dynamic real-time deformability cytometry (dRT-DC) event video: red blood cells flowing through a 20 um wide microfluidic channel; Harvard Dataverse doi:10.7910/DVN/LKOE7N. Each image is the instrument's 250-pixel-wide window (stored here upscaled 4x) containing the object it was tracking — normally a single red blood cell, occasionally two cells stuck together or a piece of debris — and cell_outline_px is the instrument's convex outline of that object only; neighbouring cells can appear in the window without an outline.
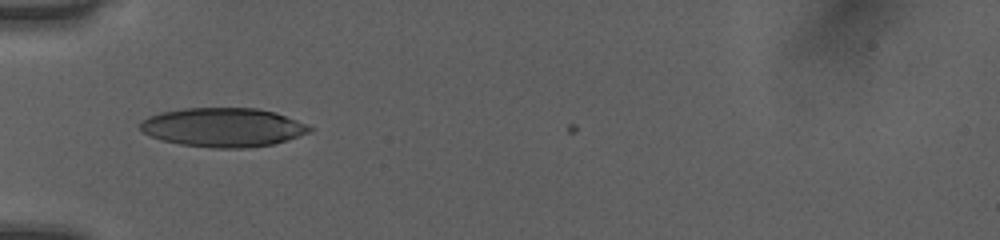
{"species": "human", "species_latin": "Homo sapiens", "temperature_condition": "room temperature", "stored_images_in_passage": 34, "camera_frame_rate_fps": 3000, "um_per_image_px": 0.085, "donor": {"sex": "female"}, "frame": {"image": 1, "passage_image": 1, "time_ms": 0.0, "image_size_px": [1000, 240], "cell_outline_px": [[312, 128], [308, 132], [288, 140], [272, 144], [244, 148], [216, 148], [180, 144], [164, 140], [152, 136], [144, 132], [140, 128], [140, 124], [148, 116], [160, 112], [184, 108], [256, 108], [276, 112], [296, 120]], "centroid_in_image_um": [18.95, 10.81], "position_along_channel_um": 66.0, "area_um2": 38.09}}
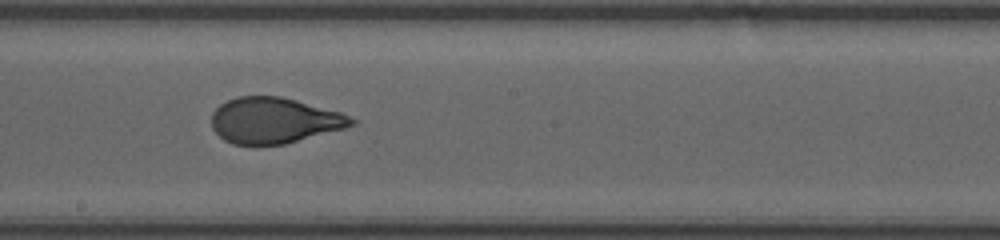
{"frame": {"image": 2, "passage_image": 13, "time_ms": 4.0, "image_size_px": [1000, 240], "cell_outline_px": [[360, 120], [356, 124], [344, 128], [284, 144], [256, 148], [232, 144], [224, 140], [212, 128], [212, 112], [220, 104], [236, 96], [280, 96], [296, 100], [340, 112]], "centroid_in_image_um": [23.28, 10.27], "position_along_channel_um": 224.9, "area_um2": 37.97}}
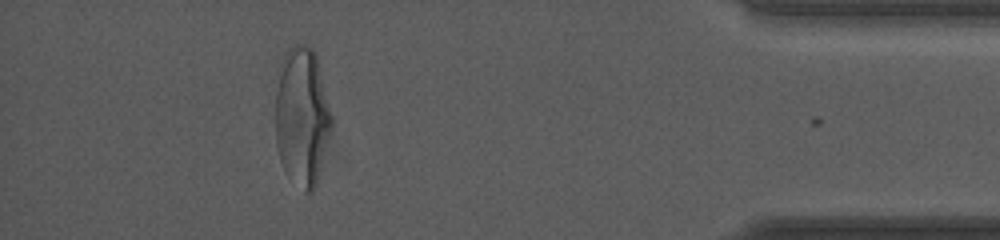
{"frame": {"image": 3, "passage_image": 30, "time_ms": 9.667, "image_size_px": [1000, 240], "cell_outline_px": [[332, 124], [316, 184], [312, 192], [304, 192], [284, 172], [280, 160], [276, 144], [276, 88], [284, 56], [296, 44], [304, 44], [312, 48], [316, 52], [332, 116]], "centroid_in_image_um": [25.67, 9.92], "position_along_channel_um": 409.5, "area_um2": 44.97}, "authors_computed_cell_mechanics": {"area_um2": 38.3792, "velocity_mm_per_s": 4.0356, "shape_relaxation_time_tau1_ms": 5.1216, "shape_relaxation_time_tau2_ms": null, "deformation_change_tau1": 0.1953, "deformation_change_tau2": null}}